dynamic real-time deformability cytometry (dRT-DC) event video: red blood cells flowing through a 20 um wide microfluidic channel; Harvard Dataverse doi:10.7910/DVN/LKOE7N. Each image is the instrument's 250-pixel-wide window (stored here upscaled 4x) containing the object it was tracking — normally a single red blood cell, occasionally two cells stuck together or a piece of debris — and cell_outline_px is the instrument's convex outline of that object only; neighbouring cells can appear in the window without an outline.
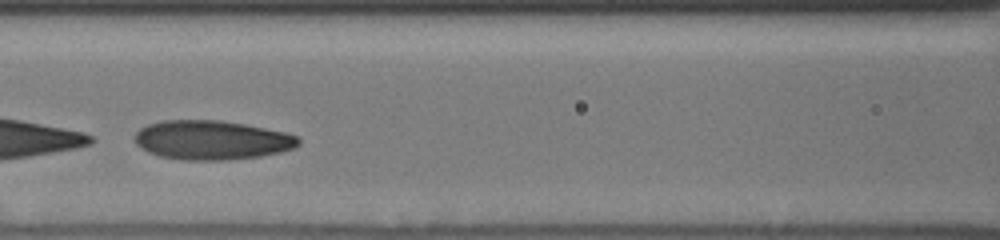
{"species": "human", "species_latin": "Homo sapiens", "temperature_condition": "cold", "stored_images_in_passage": 35, "camera_frame_rate_fps": 3000, "um_per_image_px": 0.085, "donor": {"sex": "male"}, "frame": {"image": 1, "passage_image": 14, "time_ms": 4.333, "image_size_px": [1000, 240], "cell_outline_px": [[300, 144], [292, 148], [280, 152], [260, 156], [228, 160], [184, 160], [160, 156], [148, 152], [140, 148], [136, 144], [136, 132], [140, 128], [148, 124], [160, 120], [220, 120], [244, 124], [288, 132], [296, 136], [300, 140]], "centroid_in_image_um": [18.0, 11.9], "position_along_channel_um": 148.6, "area_um2": 37.51}}
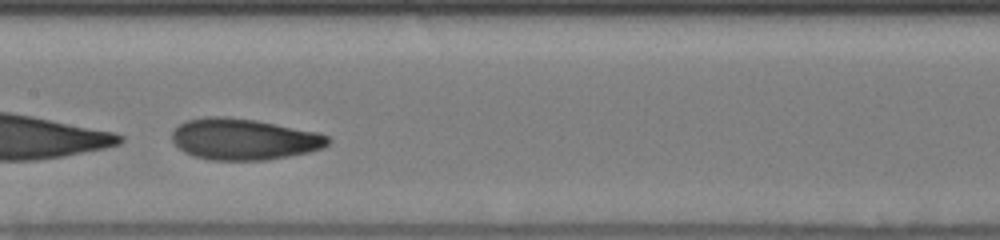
{"frame": {"image": 2, "passage_image": 17, "time_ms": 5.333, "image_size_px": [1000, 240], "cell_outline_px": [[332, 140], [324, 148], [308, 152], [288, 156], [264, 160], [212, 160], [192, 156], [184, 152], [172, 140], [172, 132], [180, 124], [188, 120], [204, 116], [228, 116], [256, 120], [316, 132], [328, 136]], "centroid_in_image_um": [20.72, 11.83], "position_along_channel_um": 186.7, "area_um2": 37.51}}
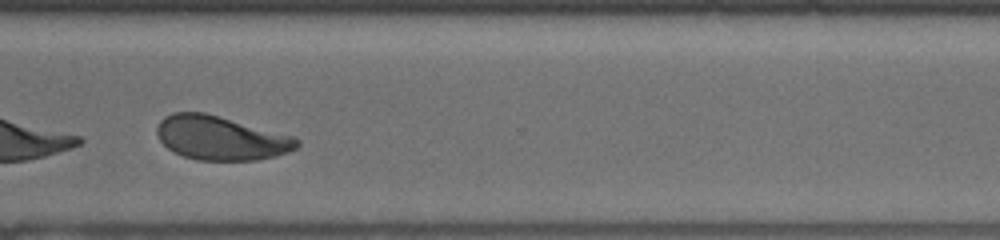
{"frame": {"image": 3, "passage_image": 30, "time_ms": 9.667, "image_size_px": [1000, 240], "cell_outline_px": [[300, 144], [296, 148], [288, 152], [276, 156], [256, 160], [196, 160], [184, 156], [168, 148], [160, 140], [156, 132], [156, 128], [160, 120], [164, 116], [172, 112], [204, 112], [292, 136], [300, 140]], "centroid_in_image_um": [18.75, 11.73], "position_along_channel_um": 351.9, "area_um2": 35.66}, "authors_computed_cell_mechanics": {"area_um2": 36.992, "velocity_mm_per_s": 3.8094, "shape_relaxation_time_tau1_ms": 1.1309, "shape_relaxation_time_tau2_ms": 1.5268, "deformation_change_tau1": 0.262, "deformation_change_tau2": 0.0748}}